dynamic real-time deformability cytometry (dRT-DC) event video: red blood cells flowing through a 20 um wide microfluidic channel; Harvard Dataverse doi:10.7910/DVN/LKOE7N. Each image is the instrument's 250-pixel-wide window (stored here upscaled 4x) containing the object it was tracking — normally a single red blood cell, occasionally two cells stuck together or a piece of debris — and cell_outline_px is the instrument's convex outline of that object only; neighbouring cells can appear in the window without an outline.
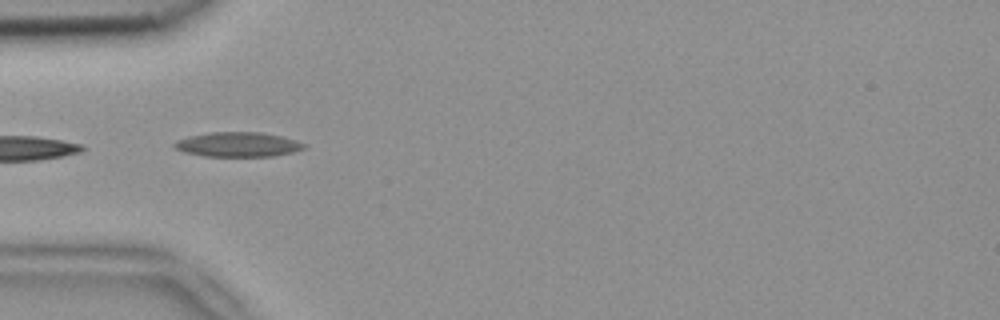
{"species": "common noctule bat (a hibernating species)", "species_latin": "Nyctalus noctula", "temperature_condition": "room temperature", "stored_images_in_passage": 4, "camera_frame_rate_fps": 3000, "um_per_image_px": 0.085, "animal": {"sex": "female", "body_mass_g": 18.4}, "frame": {"image": 1, "passage_image": 1, "time_ms": 0.0, "image_size_px": [1000, 320], "cell_outline_px": [[308, 148], [292, 152], [272, 156], [204, 156], [184, 152], [176, 148], [172, 144], [176, 140], [188, 136], [208, 132], [260, 132], [280, 136], [296, 140], [308, 144]], "centroid_in_image_um": [20.24, 12.27], "position_along_channel_um": 64.8, "area_um2": 18.73}}
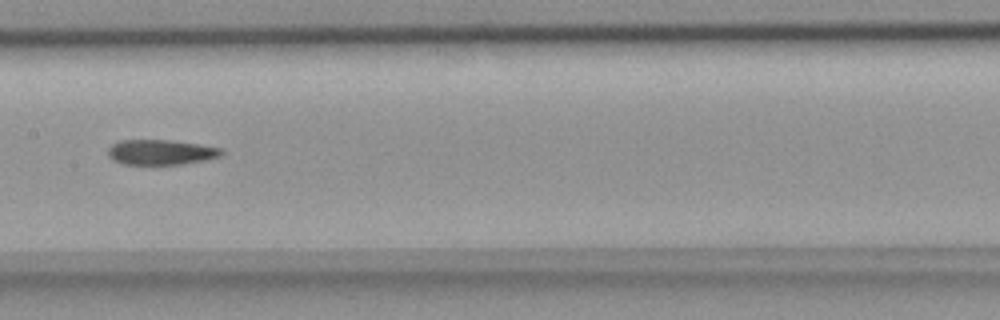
{"frame": {"image": 2, "passage_image": 4, "time_ms": 1.0, "image_size_px": [1000, 320], "cell_outline_px": [[224, 152], [220, 156], [204, 160], [180, 164], [124, 164], [112, 160], [108, 156], [108, 148], [112, 144], [120, 140], [168, 140], [224, 148]], "centroid_in_image_um": [13.65, 12.93], "position_along_channel_um": 193.7, "area_um2": 16.53}}